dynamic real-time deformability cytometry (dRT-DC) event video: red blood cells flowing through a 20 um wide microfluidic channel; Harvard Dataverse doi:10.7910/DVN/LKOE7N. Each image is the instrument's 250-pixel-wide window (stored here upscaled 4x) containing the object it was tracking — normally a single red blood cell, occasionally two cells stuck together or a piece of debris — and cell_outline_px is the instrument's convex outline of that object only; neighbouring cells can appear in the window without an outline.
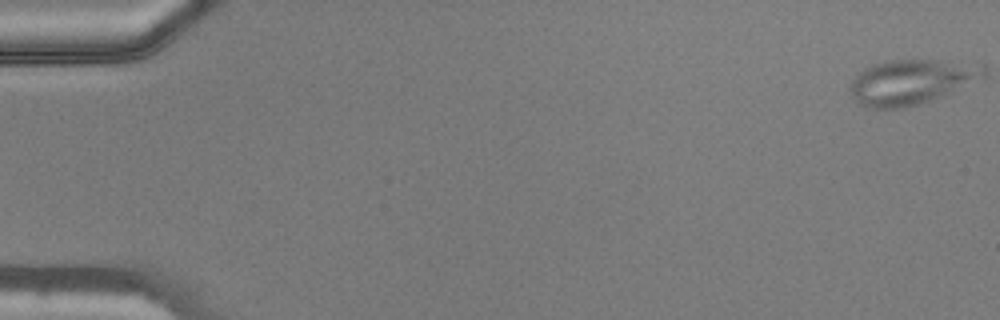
{"species": "common noctule bat (a hibernating species)", "species_latin": "Nyctalus noctula", "temperature_condition": "warm", "stored_images_in_passage": 5, "camera_frame_rate_fps": 3000, "um_per_image_px": 0.085, "animal": {"sex": "male", "body_mass_g": 20.5, "forearm_length_mm": 52.5}, "frame": {"image": 1, "passage_image": 1, "time_ms": 0.0, "image_size_px": [1000, 320], "cell_outline_px": [[968, 76], [944, 96], [932, 100], [900, 108], [864, 108], [856, 104], [852, 96], [852, 80], [864, 68], [872, 64], [888, 60], [940, 60], [964, 72]], "centroid_in_image_um": [76.85, 7.06], "position_along_channel_um": 8.2, "area_um2": 31.04}}